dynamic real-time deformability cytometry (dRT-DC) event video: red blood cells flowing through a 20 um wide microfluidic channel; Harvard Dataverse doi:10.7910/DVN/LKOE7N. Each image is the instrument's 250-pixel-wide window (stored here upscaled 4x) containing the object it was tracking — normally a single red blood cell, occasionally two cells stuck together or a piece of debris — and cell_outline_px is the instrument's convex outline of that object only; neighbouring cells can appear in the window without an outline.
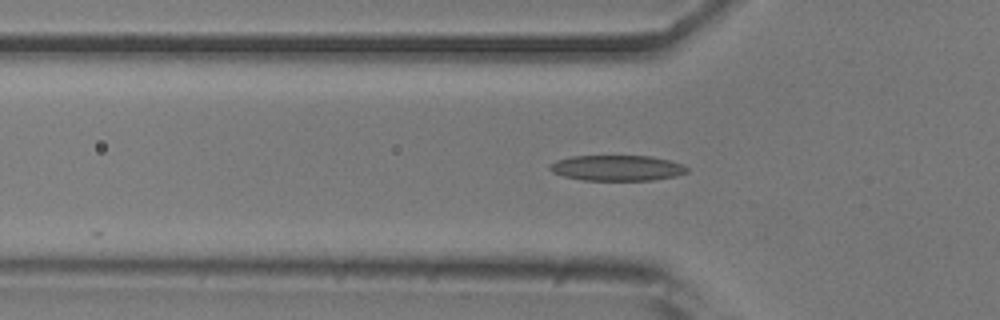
{"species": "common noctule bat (a hibernating species)", "species_latin": "Nyctalus noctula", "temperature_condition": "room temperature", "stored_images_in_passage": 13, "camera_frame_rate_fps": 3000, "um_per_image_px": 0.085, "animal": {"sex": "male", "body_mass_g": 20.5, "forearm_length_mm": 52.5}, "frame": {"image": 1, "passage_image": 5, "time_ms": 1.333, "image_size_px": [1000, 320], "cell_outline_px": [[688, 172], [676, 176], [652, 180], [580, 180], [564, 176], [552, 172], [548, 168], [548, 164], [556, 160], [572, 156], [652, 156], [668, 160], [680, 164], [688, 168]], "centroid_in_image_um": [52.4, 14.28], "position_along_channel_um": 73.4, "area_um2": 20.46}}
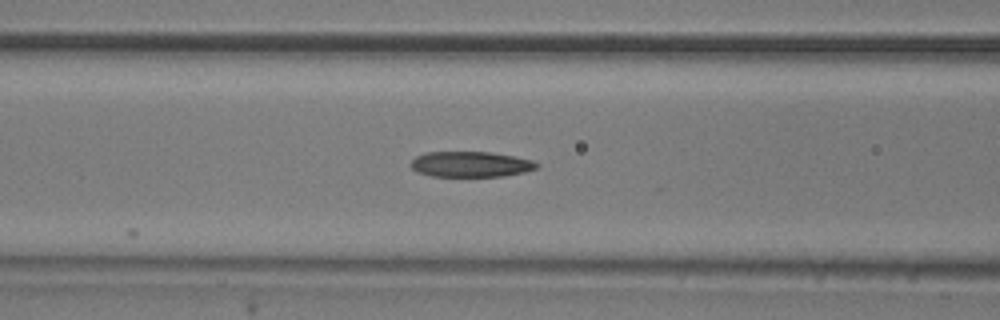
{"frame": {"image": 2, "passage_image": 9, "time_ms": 2.667, "image_size_px": [1000, 320], "cell_outline_px": [[540, 164], [536, 168], [524, 172], [504, 176], [432, 176], [416, 172], [408, 164], [416, 156], [424, 152], [488, 152], [512, 156], [532, 160]], "centroid_in_image_um": [39.96, 13.96], "position_along_channel_um": 126.6, "area_um2": 18.73}}
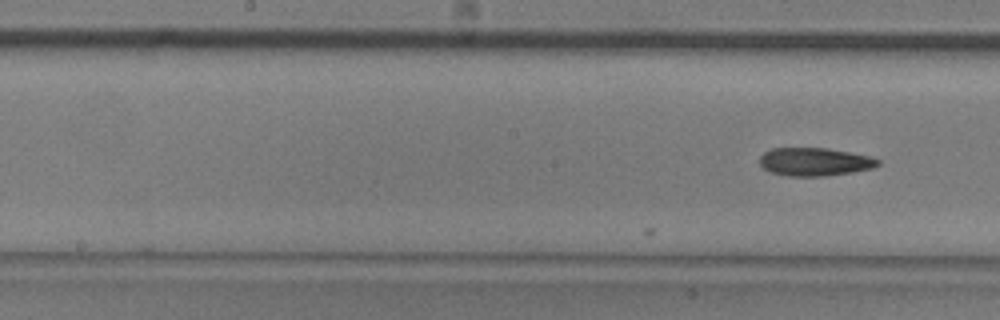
{"frame": {"image": 3, "passage_image": 13, "time_ms": 4.0, "image_size_px": [1000, 320], "cell_outline_px": [[880, 164], [872, 168], [852, 172], [824, 176], [788, 176], [772, 172], [764, 168], [760, 164], [760, 156], [764, 152], [772, 148], [828, 148], [868, 156], [880, 160]], "centroid_in_image_um": [69.24, 13.75], "position_along_channel_um": 179.0, "area_um2": 19.25}}